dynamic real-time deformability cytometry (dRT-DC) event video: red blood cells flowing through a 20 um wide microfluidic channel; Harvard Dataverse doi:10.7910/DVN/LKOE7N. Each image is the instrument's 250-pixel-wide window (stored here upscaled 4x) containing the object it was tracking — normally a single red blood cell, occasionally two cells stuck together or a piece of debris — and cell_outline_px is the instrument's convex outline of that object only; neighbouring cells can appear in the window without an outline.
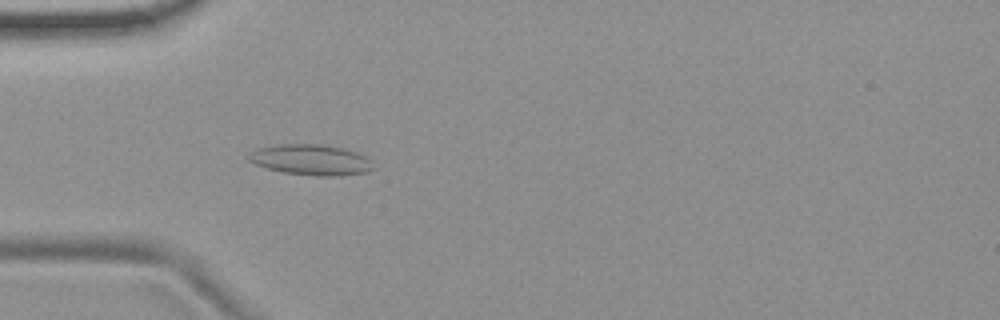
{"species": "common noctule bat (a hibernating species)", "species_latin": "Nyctalus noctula", "temperature_condition": "room temperature", "stored_images_in_passage": 40, "camera_frame_rate_fps": 3000, "um_per_image_px": 0.085, "animal": {"sex": "female", "body_mass_g": 19.9}, "frame": {"image": 1, "passage_image": 2, "time_ms": 0.333, "image_size_px": [1000, 320], "cell_outline_px": [[376, 168], [368, 172], [340, 176], [316, 176], [284, 172], [268, 168], [256, 164], [248, 160], [248, 156], [252, 152], [260, 148], [276, 144], [320, 144], [344, 148], [368, 156], [372, 160]], "centroid_in_image_um": [26.53, 13.59], "position_along_channel_um": 58.5, "area_um2": 22.43}}
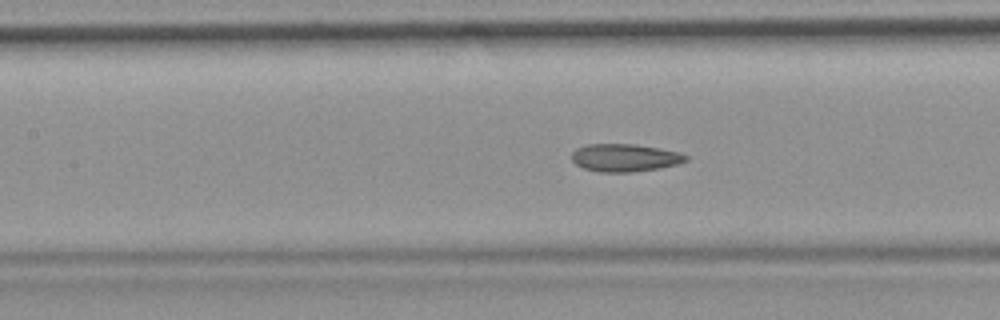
{"frame": {"image": 2, "passage_image": 10, "time_ms": 3.0, "image_size_px": [1000, 320], "cell_outline_px": [[688, 160], [676, 164], [660, 168], [632, 172], [600, 172], [584, 168], [576, 164], [572, 160], [572, 152], [576, 148], [584, 144], [636, 144], [660, 148], [680, 152], [688, 156]], "centroid_in_image_um": [53.11, 13.4], "position_along_channel_um": 154.3, "area_um2": 18.55}}
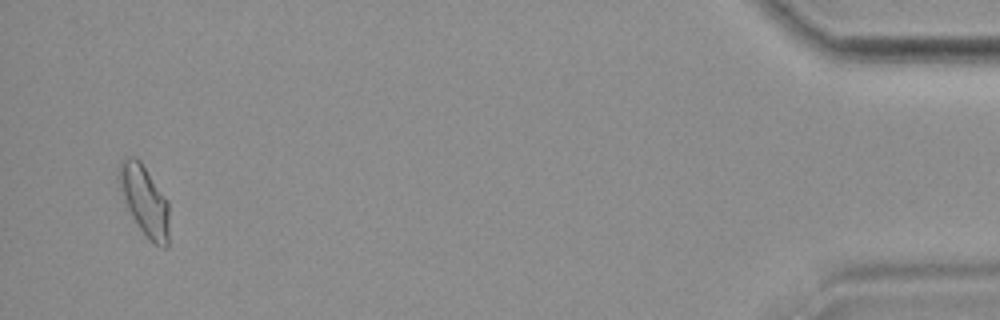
{"frame": {"image": 3, "passage_image": 38, "time_ms": 12.333, "image_size_px": [1000, 320], "cell_outline_px": [[168, 248], [160, 248], [140, 228], [132, 216], [128, 208], [116, 176], [116, 172], [120, 160], [128, 156], [136, 156], [140, 160], [168, 200]], "centroid_in_image_um": [12.27, 16.97], "position_along_channel_um": 422.9, "area_um2": 20.4}, "authors_computed_cell_mechanics": {"area_um2": 18.3804, "velocity_mm_per_s": 3.7366, "shape_relaxation_time_tau1_ms": null, "shape_relaxation_time_tau2_ms": 2.0717, "deformation_change_tau1": null, "deformation_change_tau2": 0.079}}